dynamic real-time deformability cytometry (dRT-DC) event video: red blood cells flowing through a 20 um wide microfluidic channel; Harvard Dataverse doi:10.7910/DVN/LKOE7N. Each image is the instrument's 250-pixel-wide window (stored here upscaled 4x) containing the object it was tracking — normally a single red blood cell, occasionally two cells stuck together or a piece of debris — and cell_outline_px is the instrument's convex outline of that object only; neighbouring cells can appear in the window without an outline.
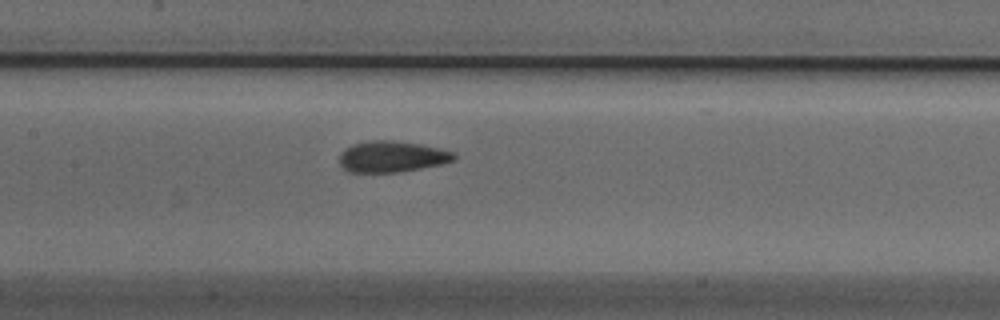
{"species": "Egyptian fruit bat (a non-hibernating species)", "species_latin": "Rousettus aegyptiacus", "temperature_condition": "cold", "stored_images_in_passage": 15, "camera_frame_rate_fps": 3000, "um_per_image_px": 0.085, "animal": {"sex": "male"}, "frame": {"image": 1, "passage_image": 10, "time_ms": 3.0, "image_size_px": [1000, 320], "cell_outline_px": [[456, 160], [440, 164], [420, 168], [396, 172], [348, 172], [340, 164], [340, 152], [344, 148], [352, 144], [372, 140], [392, 140], [420, 144], [440, 148], [452, 152], [456, 156]], "centroid_in_image_um": [33.29, 13.3], "position_along_channel_um": 174.1, "area_um2": 20.75}}
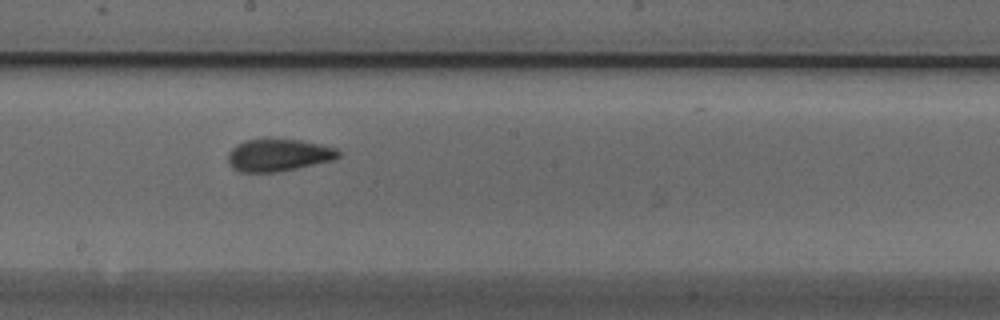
{"frame": {"image": 2, "passage_image": 14, "time_ms": 4.333, "image_size_px": [1000, 320], "cell_outline_px": [[340, 156], [332, 160], [296, 168], [276, 172], [240, 172], [232, 168], [228, 160], [228, 152], [236, 144], [244, 140], [300, 140], [320, 144], [336, 148], [340, 152]], "centroid_in_image_um": [23.64, 13.19], "position_along_channel_um": 224.6, "area_um2": 20.52}}